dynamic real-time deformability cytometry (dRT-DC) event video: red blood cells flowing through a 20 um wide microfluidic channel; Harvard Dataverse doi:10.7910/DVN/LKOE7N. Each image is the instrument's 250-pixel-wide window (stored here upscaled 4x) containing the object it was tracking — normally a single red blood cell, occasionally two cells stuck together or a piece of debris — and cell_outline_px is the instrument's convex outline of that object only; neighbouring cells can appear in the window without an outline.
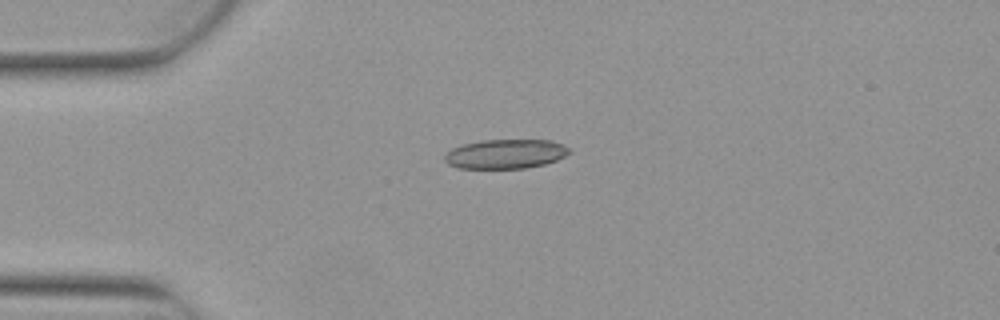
{"species": "Egyptian fruit bat (a non-hibernating species)", "species_latin": "Rousettus aegyptiacus", "temperature_condition": "warm", "stored_images_in_passage": 5, "camera_frame_rate_fps": 3000, "um_per_image_px": 0.085, "animal": {"sex": "female"}, "frame": {"image": 1, "passage_image": 1, "time_ms": 0.0, "image_size_px": [1000, 320], "cell_outline_px": [[572, 152], [556, 160], [544, 164], [524, 168], [456, 168], [448, 164], [444, 160], [444, 156], [452, 148], [464, 144], [484, 140], [552, 140], [564, 144]], "centroid_in_image_um": [42.98, 13.08], "position_along_channel_um": 42.0, "area_um2": 21.27}}
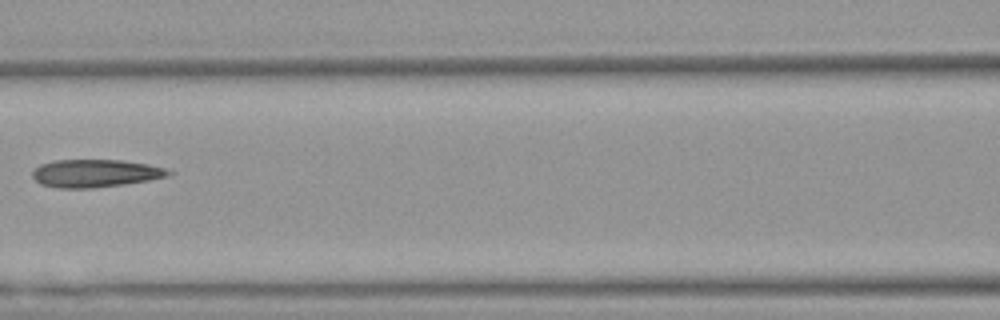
{"frame": {"image": 2, "passage_image": 4, "time_ms": 1.0, "image_size_px": [1000, 320], "cell_outline_px": [[176, 172], [172, 176], [124, 184], [92, 188], [60, 188], [40, 184], [32, 176], [32, 172], [40, 164], [56, 160], [120, 160], [148, 164], [164, 168]], "centroid_in_image_um": [8.15, 14.73], "position_along_channel_um": 158.5, "area_um2": 22.08}}
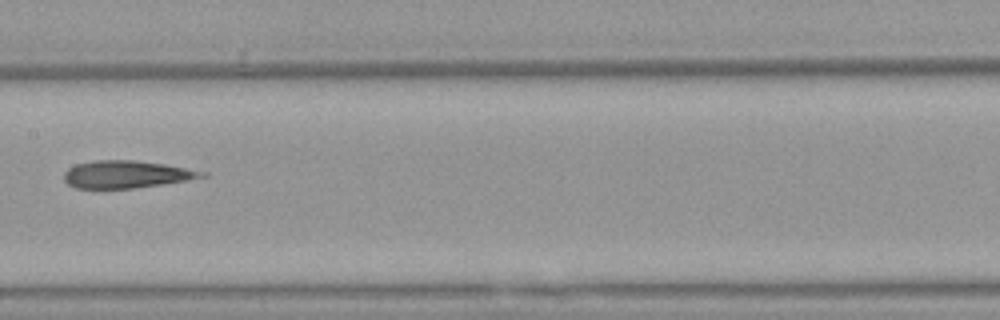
{"frame": {"image": 3, "passage_image": 5, "time_ms": 1.333, "image_size_px": [1000, 320], "cell_outline_px": [[208, 176], [188, 180], [132, 188], [76, 188], [68, 184], [64, 180], [64, 172], [68, 168], [76, 164], [96, 160], [132, 160], [164, 164], [208, 172]], "centroid_in_image_um": [10.74, 14.81], "position_along_channel_um": 196.7, "area_um2": 21.85}}